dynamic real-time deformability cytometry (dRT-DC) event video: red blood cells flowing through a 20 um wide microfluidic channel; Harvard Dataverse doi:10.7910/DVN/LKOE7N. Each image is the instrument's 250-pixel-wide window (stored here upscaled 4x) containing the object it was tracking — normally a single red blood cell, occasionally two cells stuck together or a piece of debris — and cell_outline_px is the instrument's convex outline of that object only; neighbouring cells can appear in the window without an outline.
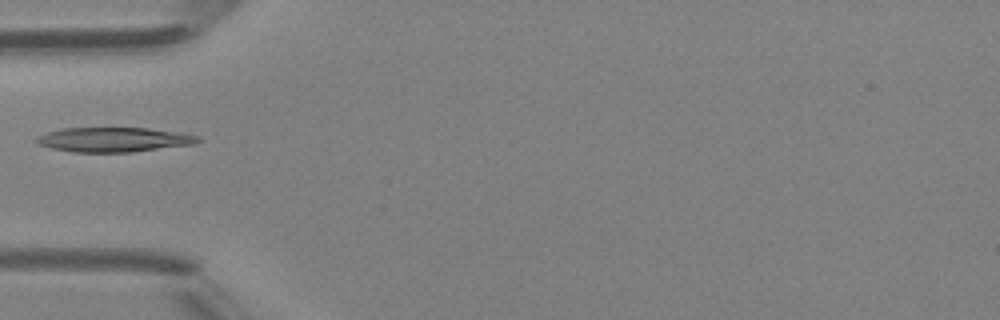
{"species": "Egyptian fruit bat (a non-hibernating species)", "species_latin": "Rousettus aegyptiacus", "temperature_condition": "room temperature", "stored_images_in_passage": 1, "camera_frame_rate_fps": 3000, "um_per_image_px": 0.085, "animal": {"sex": "female"}, "frame": {"image": 1, "passage_image": 1, "time_ms": 0.0, "image_size_px": [1000, 320], "cell_outline_px": [[200, 140], [196, 144], [132, 152], [72, 152], [52, 148], [36, 144], [36, 140], [40, 136], [48, 132], [60, 128], [148, 128], [176, 132], [200, 136]], "centroid_in_image_um": [9.69, 11.87], "position_along_channel_um": 75.3, "area_um2": 23.06}}